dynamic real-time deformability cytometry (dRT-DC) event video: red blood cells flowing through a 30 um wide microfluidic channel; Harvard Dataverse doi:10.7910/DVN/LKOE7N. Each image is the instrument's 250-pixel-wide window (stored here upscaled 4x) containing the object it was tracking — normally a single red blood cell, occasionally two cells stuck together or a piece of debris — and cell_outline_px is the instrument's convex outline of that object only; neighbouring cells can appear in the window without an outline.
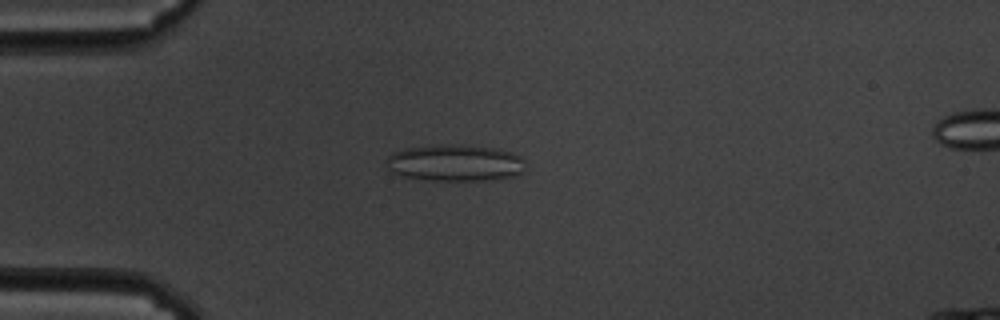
{"species": "common noctule bat (a hibernating species)", "species_latin": "Nyctalus noctula", "temperature_condition": "cold", "stored_images_in_passage": 53, "camera_frame_rate_fps": 3000, "um_per_image_px": 0.085, "animal": {"sex": "male", "body_mass_g": 19.5, "forearm_length_mm": 54.6}, "frame": {"image": 1, "passage_image": 10, "time_ms": 3.0, "image_size_px": [1000, 320], "cell_outline_px": [[524, 172], [512, 176], [492, 180], [432, 180], [404, 176], [388, 172], [388, 156], [392, 152], [404, 148], [440, 144], [460, 144], [496, 148], [512, 152], [520, 156], [524, 160]], "centroid_in_image_um": [38.68, 13.83], "position_along_channel_um": 46.3, "area_um2": 29.94}}
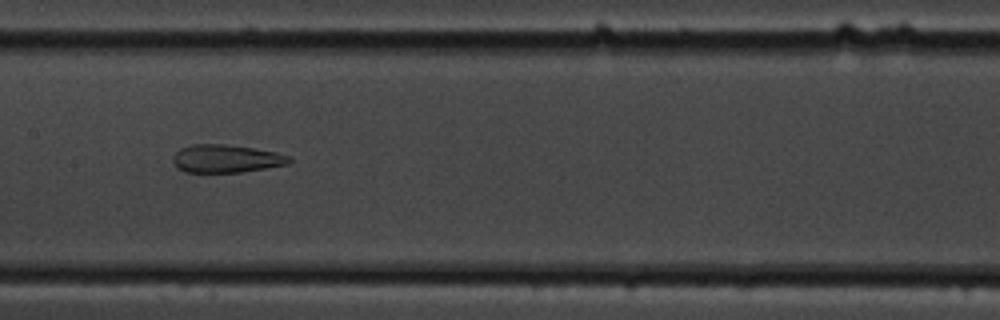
{"frame": {"image": 2, "passage_image": 24, "time_ms": 7.667, "image_size_px": [1000, 320], "cell_outline_px": [[292, 160], [288, 164], [240, 172], [184, 172], [176, 168], [172, 160], [172, 156], [180, 148], [192, 144], [224, 144], [252, 148], [276, 152], [292, 156]], "centroid_in_image_um": [19.19, 13.48], "position_along_channel_um": 188.2, "area_um2": 19.02}}
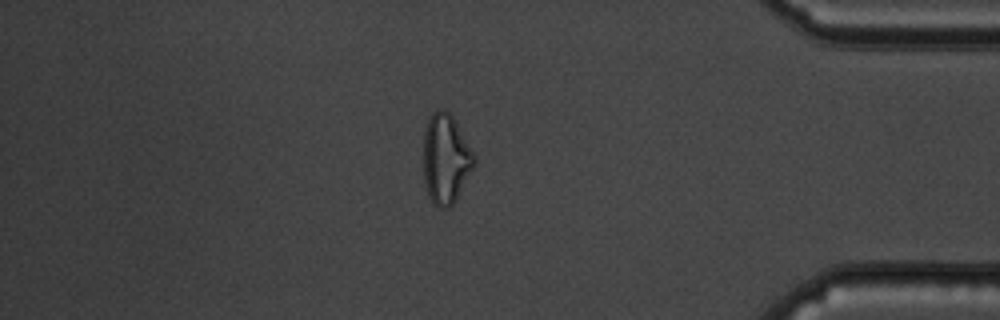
{"frame": {"image": 3, "passage_image": 45, "time_ms": 14.667, "image_size_px": [1000, 320], "cell_outline_px": [[476, 164], [456, 200], [448, 208], [440, 208], [432, 204], [428, 196], [424, 184], [424, 128], [428, 116], [436, 108], [440, 108], [448, 112], [452, 116], [476, 156]], "centroid_in_image_um": [37.88, 13.51], "position_along_channel_um": 397.3, "area_um2": 26.93}, "authors_computed_cell_mechanics": {"area_um2": 26.01, "velocity_mm_per_s": 3.4217, "shape_relaxation_time_tau1_ms": null, "shape_relaxation_time_tau2_ms": 2.9578, "deformation_change_tau1": null, "deformation_change_tau2": 0.1332}}